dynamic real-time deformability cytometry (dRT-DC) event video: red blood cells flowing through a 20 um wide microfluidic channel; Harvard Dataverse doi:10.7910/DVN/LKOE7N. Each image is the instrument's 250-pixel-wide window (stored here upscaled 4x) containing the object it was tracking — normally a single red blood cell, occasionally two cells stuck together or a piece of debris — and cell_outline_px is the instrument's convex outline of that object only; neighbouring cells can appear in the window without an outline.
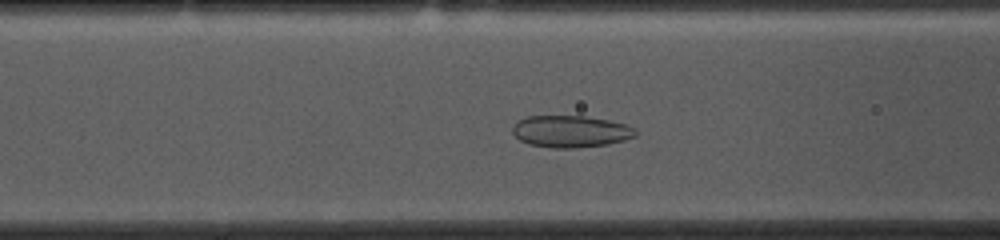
{"species": "common noctule bat (a hibernating species)", "species_latin": "Nyctalus noctula", "temperature_condition": "cold", "stored_images_in_passage": 53, "camera_frame_rate_fps": 3000, "um_per_image_px": 0.085, "animal": {"sex": "female", "body_mass_g": 10.0, "forearm_length_mm": 53.1}, "frame": {"image": 1, "passage_image": 19, "time_ms": 6.0, "image_size_px": [1000, 240], "cell_outline_px": [[636, 136], [624, 140], [608, 144], [572, 148], [552, 148], [528, 144], [520, 140], [512, 132], [512, 128], [520, 120], [528, 116], [584, 116], [608, 120], [628, 124], [636, 128]], "centroid_in_image_um": [48.54, 11.17], "position_along_channel_um": 118.1, "area_um2": 22.83}}
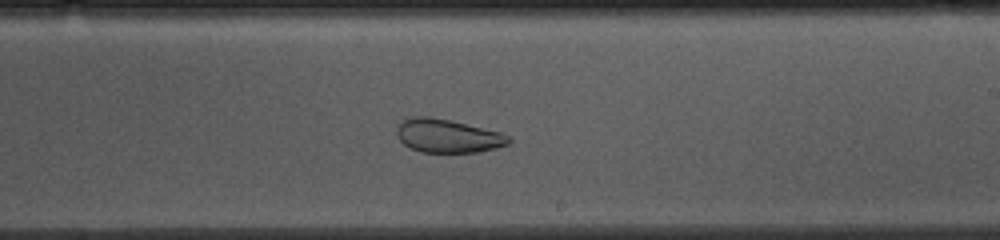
{"frame": {"image": 2, "passage_image": 30, "time_ms": 9.667, "image_size_px": [1000, 240], "cell_outline_px": [[512, 140], [508, 144], [496, 148], [476, 152], [420, 152], [404, 144], [400, 140], [396, 132], [396, 128], [404, 120], [412, 116], [428, 116], [448, 120], [500, 132], [508, 136]], "centroid_in_image_um": [38.05, 11.55], "position_along_channel_um": 251.0, "area_um2": 21.56}}
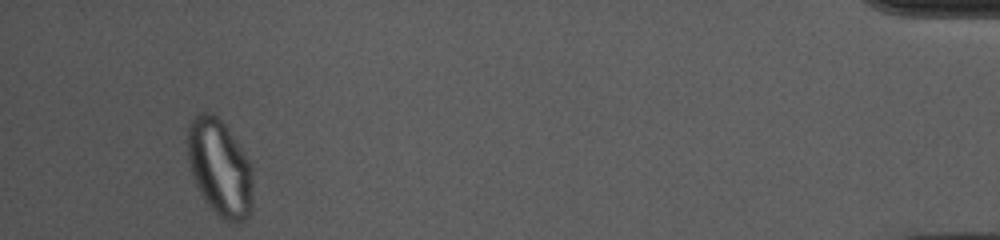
{"frame": {"image": 3, "passage_image": 50, "time_ms": 16.333, "image_size_px": [1000, 240], "cell_outline_px": [[252, 212], [244, 220], [236, 224], [232, 224], [224, 220], [204, 200], [192, 176], [188, 160], [188, 128], [196, 112], [212, 112], [224, 124], [252, 164]], "centroid_in_image_um": [18.7, 14.28], "position_along_channel_um": 416.5, "area_um2": 36.88}, "authors_computed_cell_mechanics": {"area_um2": 29.4202, "velocity_mm_per_s": 3.6217, "shape_relaxation_time_tau1_ms": null, "shape_relaxation_time_tau2_ms": 1.3532, "deformation_change_tau1": null, "deformation_change_tau2": 0.0605}}